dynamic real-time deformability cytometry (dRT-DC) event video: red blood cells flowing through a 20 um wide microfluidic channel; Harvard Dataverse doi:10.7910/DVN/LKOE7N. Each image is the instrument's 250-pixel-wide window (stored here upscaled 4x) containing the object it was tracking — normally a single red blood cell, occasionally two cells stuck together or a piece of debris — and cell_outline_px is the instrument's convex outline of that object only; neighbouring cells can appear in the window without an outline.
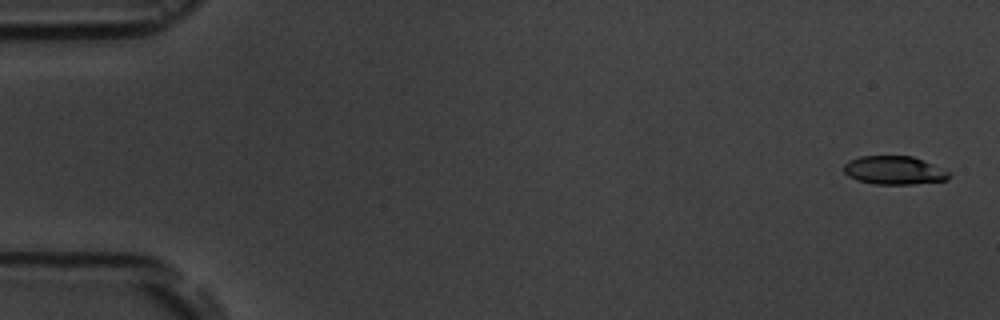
{"species": "common noctule bat (a hibernating species)", "species_latin": "Nyctalus noctula", "temperature_condition": "room temperature", "stored_images_in_passage": 4, "camera_frame_rate_fps": 3000, "um_per_image_px": 0.085, "animal": {"sex": "male", "body_mass_g": 19.5, "forearm_length_mm": 54.6}, "frame": {"image": 1, "passage_image": 1, "time_ms": 0.0, "image_size_px": [1000, 320], "cell_outline_px": [[948, 180], [912, 184], [876, 184], [856, 180], [848, 176], [844, 172], [844, 164], [848, 160], [860, 156], [912, 156], [932, 164], [948, 172]], "centroid_in_image_um": [75.94, 14.47], "position_along_channel_um": 9.1, "area_um2": 17.28}}